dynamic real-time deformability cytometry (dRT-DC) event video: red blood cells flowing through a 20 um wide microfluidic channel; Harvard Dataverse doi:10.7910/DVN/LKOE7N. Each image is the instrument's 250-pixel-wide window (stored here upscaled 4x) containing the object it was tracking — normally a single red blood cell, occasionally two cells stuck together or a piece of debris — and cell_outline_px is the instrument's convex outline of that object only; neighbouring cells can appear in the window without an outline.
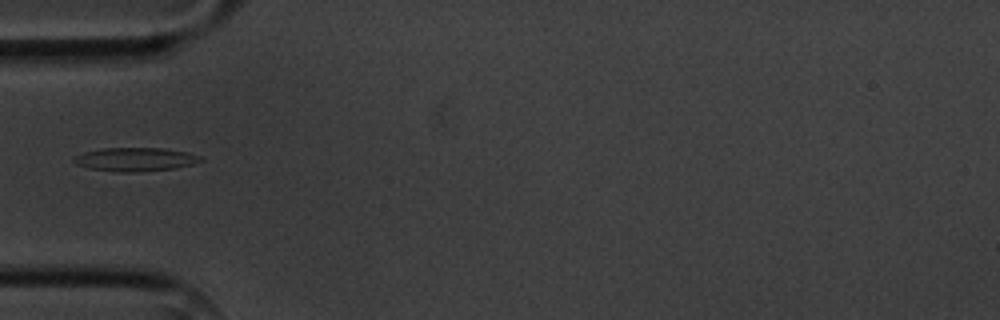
{"species": "common noctule bat (a hibernating species)", "species_latin": "Nyctalus noctula", "temperature_condition": "cold", "stored_images_in_passage": 7, "camera_frame_rate_fps": 3000, "um_per_image_px": 0.085, "animal": {"sex": "male", "body_mass_g": 20.1, "forearm_length_mm": 53.5}, "frame": {"image": 1, "passage_image": 4, "time_ms": 3.667, "image_size_px": [1000, 320], "cell_outline_px": [[204, 160], [192, 164], [176, 168], [136, 172], [116, 172], [88, 168], [76, 164], [72, 160], [76, 156], [84, 152], [104, 148], [160, 148], [188, 152], [204, 156]], "centroid_in_image_um": [11.54, 13.55], "position_along_channel_um": 73.5, "area_um2": 17.51}}
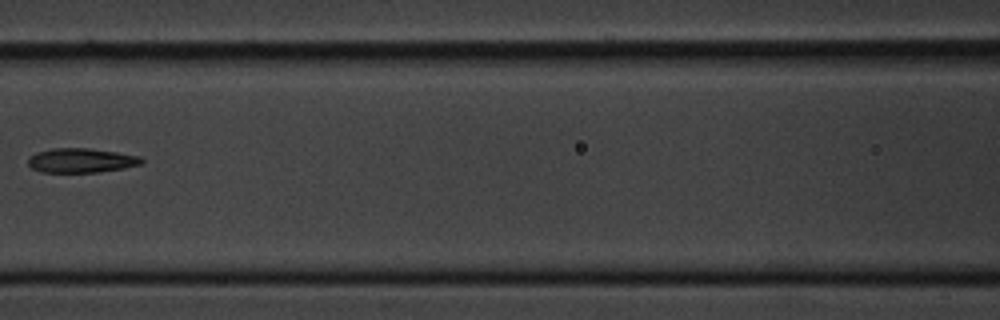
{"frame": {"image": 2, "passage_image": 6, "time_ms": 6.0, "image_size_px": [1000, 320], "cell_outline_px": [[144, 160], [140, 164], [124, 168], [96, 172], [44, 172], [32, 168], [28, 164], [28, 156], [36, 152], [52, 148], [88, 148], [116, 152], [140, 156]], "centroid_in_image_um": [6.87, 13.63], "position_along_channel_um": 159.7, "area_um2": 16.07}}
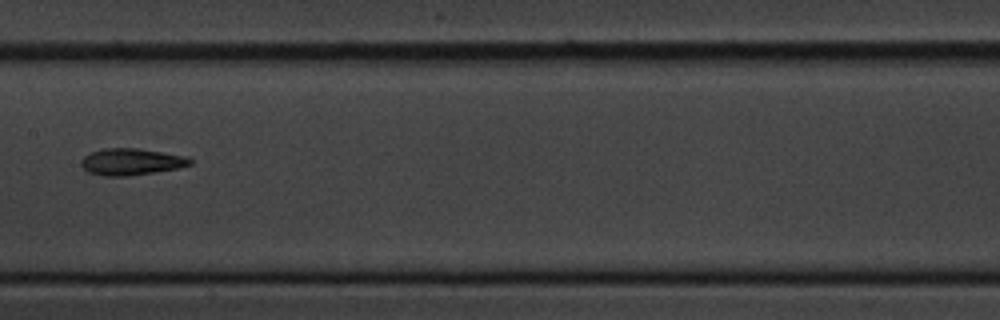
{"frame": {"image": 3, "passage_image": 7, "time_ms": 7.0, "image_size_px": [1000, 320], "cell_outline_px": [[192, 164], [180, 168], [128, 176], [104, 176], [88, 172], [80, 164], [80, 160], [84, 156], [92, 152], [104, 148], [140, 148], [184, 156], [192, 160]], "centroid_in_image_um": [11.14, 13.75], "position_along_channel_um": 196.3, "area_um2": 16.94}}